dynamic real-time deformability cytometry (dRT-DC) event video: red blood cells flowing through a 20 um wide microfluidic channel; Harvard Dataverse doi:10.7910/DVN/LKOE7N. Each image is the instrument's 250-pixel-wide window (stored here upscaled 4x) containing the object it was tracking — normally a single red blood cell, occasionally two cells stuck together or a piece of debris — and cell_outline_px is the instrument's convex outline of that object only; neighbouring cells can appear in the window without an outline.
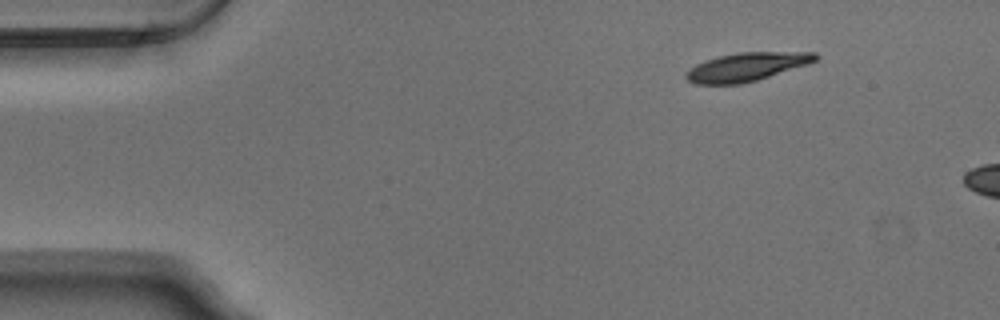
{"species": "Egyptian fruit bat (a non-hibernating species)", "species_latin": "Rousettus aegyptiacus", "temperature_condition": "warm", "stored_images_in_passage": 5, "camera_frame_rate_fps": 3000, "um_per_image_px": 0.085, "animal": {"sex": "male"}, "frame": {"image": 1, "passage_image": 1, "time_ms": 0.0, "image_size_px": [1000, 320], "cell_outline_px": [[816, 60], [808, 64], [756, 80], [740, 84], [696, 84], [688, 80], [684, 76], [684, 72], [696, 64], [720, 56], [736, 52], [816, 52]], "centroid_in_image_um": [63.43, 5.68], "position_along_channel_um": 21.6, "area_um2": 21.21}}